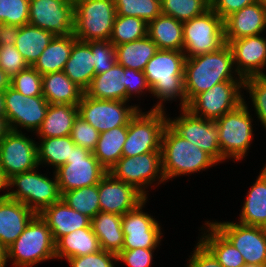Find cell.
Returning a JSON list of instances; mask_svg holds the SVG:
<instances>
[{
	"instance_id": "1",
	"label": "cell",
	"mask_w": 266,
	"mask_h": 267,
	"mask_svg": "<svg viewBox=\"0 0 266 267\" xmlns=\"http://www.w3.org/2000/svg\"><path fill=\"white\" fill-rule=\"evenodd\" d=\"M233 70V71H232ZM234 74V75H233ZM234 67L233 53L226 43L218 51L188 57L184 64L187 105L200 93L224 81H244Z\"/></svg>"
},
{
	"instance_id": "2",
	"label": "cell",
	"mask_w": 266,
	"mask_h": 267,
	"mask_svg": "<svg viewBox=\"0 0 266 267\" xmlns=\"http://www.w3.org/2000/svg\"><path fill=\"white\" fill-rule=\"evenodd\" d=\"M186 56L183 51L158 50L148 61L144 74L150 93L159 99L152 109L166 110L163 102L180 99V108H186L184 88V64ZM177 97V98H176Z\"/></svg>"
},
{
	"instance_id": "3",
	"label": "cell",
	"mask_w": 266,
	"mask_h": 267,
	"mask_svg": "<svg viewBox=\"0 0 266 267\" xmlns=\"http://www.w3.org/2000/svg\"><path fill=\"white\" fill-rule=\"evenodd\" d=\"M161 160L163 175L167 181L217 165L208 153L180 136L169 124L162 135Z\"/></svg>"
},
{
	"instance_id": "4",
	"label": "cell",
	"mask_w": 266,
	"mask_h": 267,
	"mask_svg": "<svg viewBox=\"0 0 266 267\" xmlns=\"http://www.w3.org/2000/svg\"><path fill=\"white\" fill-rule=\"evenodd\" d=\"M8 260L15 267H32L39 262L56 259L55 241L46 222L36 214L22 234L7 248Z\"/></svg>"
},
{
	"instance_id": "5",
	"label": "cell",
	"mask_w": 266,
	"mask_h": 267,
	"mask_svg": "<svg viewBox=\"0 0 266 267\" xmlns=\"http://www.w3.org/2000/svg\"><path fill=\"white\" fill-rule=\"evenodd\" d=\"M117 11L114 0H74L73 35L81 41H109Z\"/></svg>"
},
{
	"instance_id": "6",
	"label": "cell",
	"mask_w": 266,
	"mask_h": 267,
	"mask_svg": "<svg viewBox=\"0 0 266 267\" xmlns=\"http://www.w3.org/2000/svg\"><path fill=\"white\" fill-rule=\"evenodd\" d=\"M36 169L13 175L3 186L9 190L16 186L15 191H8L5 195L39 214L44 208L58 202L62 195L55 173L51 180L47 175L37 173Z\"/></svg>"
},
{
	"instance_id": "7",
	"label": "cell",
	"mask_w": 266,
	"mask_h": 267,
	"mask_svg": "<svg viewBox=\"0 0 266 267\" xmlns=\"http://www.w3.org/2000/svg\"><path fill=\"white\" fill-rule=\"evenodd\" d=\"M140 110L128 123V134L122 149L124 157L161 152L162 135L168 124L167 114L165 110L150 109L148 112Z\"/></svg>"
},
{
	"instance_id": "8",
	"label": "cell",
	"mask_w": 266,
	"mask_h": 267,
	"mask_svg": "<svg viewBox=\"0 0 266 267\" xmlns=\"http://www.w3.org/2000/svg\"><path fill=\"white\" fill-rule=\"evenodd\" d=\"M252 121L246 101L215 120L223 161H239L247 155L254 134Z\"/></svg>"
},
{
	"instance_id": "9",
	"label": "cell",
	"mask_w": 266,
	"mask_h": 267,
	"mask_svg": "<svg viewBox=\"0 0 266 267\" xmlns=\"http://www.w3.org/2000/svg\"><path fill=\"white\" fill-rule=\"evenodd\" d=\"M225 44L224 20L211 8L183 22V52L186 58L218 51Z\"/></svg>"
},
{
	"instance_id": "10",
	"label": "cell",
	"mask_w": 266,
	"mask_h": 267,
	"mask_svg": "<svg viewBox=\"0 0 266 267\" xmlns=\"http://www.w3.org/2000/svg\"><path fill=\"white\" fill-rule=\"evenodd\" d=\"M61 195L66 191L99 184L108 171L99 163L93 152L75 146L66 164L55 170Z\"/></svg>"
},
{
	"instance_id": "11",
	"label": "cell",
	"mask_w": 266,
	"mask_h": 267,
	"mask_svg": "<svg viewBox=\"0 0 266 267\" xmlns=\"http://www.w3.org/2000/svg\"><path fill=\"white\" fill-rule=\"evenodd\" d=\"M108 172L117 180L133 185L146 198L145 188L155 181L164 183L165 178L162 171L161 152H148L141 155L122 156ZM158 179V180H157Z\"/></svg>"
},
{
	"instance_id": "12",
	"label": "cell",
	"mask_w": 266,
	"mask_h": 267,
	"mask_svg": "<svg viewBox=\"0 0 266 267\" xmlns=\"http://www.w3.org/2000/svg\"><path fill=\"white\" fill-rule=\"evenodd\" d=\"M39 167L37 142L10 130L0 142V181L4 184L15 174Z\"/></svg>"
},
{
	"instance_id": "13",
	"label": "cell",
	"mask_w": 266,
	"mask_h": 267,
	"mask_svg": "<svg viewBox=\"0 0 266 267\" xmlns=\"http://www.w3.org/2000/svg\"><path fill=\"white\" fill-rule=\"evenodd\" d=\"M243 81H224L198 94L186 107L194 116L216 120L236 109L245 100Z\"/></svg>"
},
{
	"instance_id": "14",
	"label": "cell",
	"mask_w": 266,
	"mask_h": 267,
	"mask_svg": "<svg viewBox=\"0 0 266 267\" xmlns=\"http://www.w3.org/2000/svg\"><path fill=\"white\" fill-rule=\"evenodd\" d=\"M126 104V101L94 99L84 93L77 105L78 115L102 133L118 126H128L140 108Z\"/></svg>"
},
{
	"instance_id": "15",
	"label": "cell",
	"mask_w": 266,
	"mask_h": 267,
	"mask_svg": "<svg viewBox=\"0 0 266 267\" xmlns=\"http://www.w3.org/2000/svg\"><path fill=\"white\" fill-rule=\"evenodd\" d=\"M4 106L10 130L21 132L24 128L36 133L46 116L49 103L44 96H25L9 86L4 91Z\"/></svg>"
},
{
	"instance_id": "16",
	"label": "cell",
	"mask_w": 266,
	"mask_h": 267,
	"mask_svg": "<svg viewBox=\"0 0 266 267\" xmlns=\"http://www.w3.org/2000/svg\"><path fill=\"white\" fill-rule=\"evenodd\" d=\"M238 251L246 264L266 266V229L234 222H210Z\"/></svg>"
},
{
	"instance_id": "17",
	"label": "cell",
	"mask_w": 266,
	"mask_h": 267,
	"mask_svg": "<svg viewBox=\"0 0 266 267\" xmlns=\"http://www.w3.org/2000/svg\"><path fill=\"white\" fill-rule=\"evenodd\" d=\"M180 109L182 115L173 120L168 118V124L180 136L208 153L218 164L223 162L215 121L194 116L186 108Z\"/></svg>"
},
{
	"instance_id": "18",
	"label": "cell",
	"mask_w": 266,
	"mask_h": 267,
	"mask_svg": "<svg viewBox=\"0 0 266 267\" xmlns=\"http://www.w3.org/2000/svg\"><path fill=\"white\" fill-rule=\"evenodd\" d=\"M29 24L67 36L74 31V0H30Z\"/></svg>"
},
{
	"instance_id": "19",
	"label": "cell",
	"mask_w": 266,
	"mask_h": 267,
	"mask_svg": "<svg viewBox=\"0 0 266 267\" xmlns=\"http://www.w3.org/2000/svg\"><path fill=\"white\" fill-rule=\"evenodd\" d=\"M147 198L135 209L122 215L124 242L122 250L156 248L162 241L160 224L153 216L143 212Z\"/></svg>"
},
{
	"instance_id": "20",
	"label": "cell",
	"mask_w": 266,
	"mask_h": 267,
	"mask_svg": "<svg viewBox=\"0 0 266 267\" xmlns=\"http://www.w3.org/2000/svg\"><path fill=\"white\" fill-rule=\"evenodd\" d=\"M100 211L124 215L135 209L146 197L133 185L115 179L109 172L99 181Z\"/></svg>"
},
{
	"instance_id": "21",
	"label": "cell",
	"mask_w": 266,
	"mask_h": 267,
	"mask_svg": "<svg viewBox=\"0 0 266 267\" xmlns=\"http://www.w3.org/2000/svg\"><path fill=\"white\" fill-rule=\"evenodd\" d=\"M227 44L232 50L235 70L239 77L244 80L253 76L266 75L263 73L266 66L265 37L250 36L230 40Z\"/></svg>"
},
{
	"instance_id": "22",
	"label": "cell",
	"mask_w": 266,
	"mask_h": 267,
	"mask_svg": "<svg viewBox=\"0 0 266 267\" xmlns=\"http://www.w3.org/2000/svg\"><path fill=\"white\" fill-rule=\"evenodd\" d=\"M265 29L266 8L255 2L224 19L225 43L230 40L261 35Z\"/></svg>"
},
{
	"instance_id": "23",
	"label": "cell",
	"mask_w": 266,
	"mask_h": 267,
	"mask_svg": "<svg viewBox=\"0 0 266 267\" xmlns=\"http://www.w3.org/2000/svg\"><path fill=\"white\" fill-rule=\"evenodd\" d=\"M35 215L25 204L1 195L0 242L6 248L10 247Z\"/></svg>"
},
{
	"instance_id": "24",
	"label": "cell",
	"mask_w": 266,
	"mask_h": 267,
	"mask_svg": "<svg viewBox=\"0 0 266 267\" xmlns=\"http://www.w3.org/2000/svg\"><path fill=\"white\" fill-rule=\"evenodd\" d=\"M39 215L51 230L55 242L77 229L91 228V219L70 208L62 198L44 208Z\"/></svg>"
},
{
	"instance_id": "25",
	"label": "cell",
	"mask_w": 266,
	"mask_h": 267,
	"mask_svg": "<svg viewBox=\"0 0 266 267\" xmlns=\"http://www.w3.org/2000/svg\"><path fill=\"white\" fill-rule=\"evenodd\" d=\"M66 76L85 91L95 76L94 56L91 47L85 41L76 40L64 69Z\"/></svg>"
},
{
	"instance_id": "26",
	"label": "cell",
	"mask_w": 266,
	"mask_h": 267,
	"mask_svg": "<svg viewBox=\"0 0 266 267\" xmlns=\"http://www.w3.org/2000/svg\"><path fill=\"white\" fill-rule=\"evenodd\" d=\"M125 67L119 63L108 71L95 75L84 93L94 99L126 101Z\"/></svg>"
},
{
	"instance_id": "27",
	"label": "cell",
	"mask_w": 266,
	"mask_h": 267,
	"mask_svg": "<svg viewBox=\"0 0 266 267\" xmlns=\"http://www.w3.org/2000/svg\"><path fill=\"white\" fill-rule=\"evenodd\" d=\"M42 93L49 104L78 105L84 91L59 71L42 75Z\"/></svg>"
},
{
	"instance_id": "28",
	"label": "cell",
	"mask_w": 266,
	"mask_h": 267,
	"mask_svg": "<svg viewBox=\"0 0 266 267\" xmlns=\"http://www.w3.org/2000/svg\"><path fill=\"white\" fill-rule=\"evenodd\" d=\"M90 225L102 250L116 255L122 251L124 242L122 215L100 211L91 219Z\"/></svg>"
},
{
	"instance_id": "29",
	"label": "cell",
	"mask_w": 266,
	"mask_h": 267,
	"mask_svg": "<svg viewBox=\"0 0 266 267\" xmlns=\"http://www.w3.org/2000/svg\"><path fill=\"white\" fill-rule=\"evenodd\" d=\"M77 116V105L49 104L46 116L36 132L37 136L39 138L70 136Z\"/></svg>"
},
{
	"instance_id": "30",
	"label": "cell",
	"mask_w": 266,
	"mask_h": 267,
	"mask_svg": "<svg viewBox=\"0 0 266 267\" xmlns=\"http://www.w3.org/2000/svg\"><path fill=\"white\" fill-rule=\"evenodd\" d=\"M249 226H266V165L248 191L239 222Z\"/></svg>"
},
{
	"instance_id": "31",
	"label": "cell",
	"mask_w": 266,
	"mask_h": 267,
	"mask_svg": "<svg viewBox=\"0 0 266 267\" xmlns=\"http://www.w3.org/2000/svg\"><path fill=\"white\" fill-rule=\"evenodd\" d=\"M148 36L158 50L183 51V22L163 14L148 23Z\"/></svg>"
},
{
	"instance_id": "32",
	"label": "cell",
	"mask_w": 266,
	"mask_h": 267,
	"mask_svg": "<svg viewBox=\"0 0 266 267\" xmlns=\"http://www.w3.org/2000/svg\"><path fill=\"white\" fill-rule=\"evenodd\" d=\"M101 250L99 240L92 228H81L60 237L55 242L56 258L69 259L92 254Z\"/></svg>"
},
{
	"instance_id": "33",
	"label": "cell",
	"mask_w": 266,
	"mask_h": 267,
	"mask_svg": "<svg viewBox=\"0 0 266 267\" xmlns=\"http://www.w3.org/2000/svg\"><path fill=\"white\" fill-rule=\"evenodd\" d=\"M76 40L73 34L55 36L32 67L41 75L63 71Z\"/></svg>"
},
{
	"instance_id": "34",
	"label": "cell",
	"mask_w": 266,
	"mask_h": 267,
	"mask_svg": "<svg viewBox=\"0 0 266 267\" xmlns=\"http://www.w3.org/2000/svg\"><path fill=\"white\" fill-rule=\"evenodd\" d=\"M207 226V227H206ZM200 241L212 252L222 267H243L242 254L211 223H205ZM206 232V233H205ZM208 232V233H207Z\"/></svg>"
},
{
	"instance_id": "35",
	"label": "cell",
	"mask_w": 266,
	"mask_h": 267,
	"mask_svg": "<svg viewBox=\"0 0 266 267\" xmlns=\"http://www.w3.org/2000/svg\"><path fill=\"white\" fill-rule=\"evenodd\" d=\"M54 37L53 33L28 23L19 28L15 47L27 64L33 66Z\"/></svg>"
},
{
	"instance_id": "36",
	"label": "cell",
	"mask_w": 266,
	"mask_h": 267,
	"mask_svg": "<svg viewBox=\"0 0 266 267\" xmlns=\"http://www.w3.org/2000/svg\"><path fill=\"white\" fill-rule=\"evenodd\" d=\"M116 61L125 68L144 71L148 61L158 51L157 45L146 37L115 46Z\"/></svg>"
},
{
	"instance_id": "37",
	"label": "cell",
	"mask_w": 266,
	"mask_h": 267,
	"mask_svg": "<svg viewBox=\"0 0 266 267\" xmlns=\"http://www.w3.org/2000/svg\"><path fill=\"white\" fill-rule=\"evenodd\" d=\"M128 134V126H118L99 134L94 156L108 171L121 157Z\"/></svg>"
},
{
	"instance_id": "38",
	"label": "cell",
	"mask_w": 266,
	"mask_h": 267,
	"mask_svg": "<svg viewBox=\"0 0 266 267\" xmlns=\"http://www.w3.org/2000/svg\"><path fill=\"white\" fill-rule=\"evenodd\" d=\"M75 146L71 136L40 138V143H37L38 164H47L56 170L66 164Z\"/></svg>"
},
{
	"instance_id": "39",
	"label": "cell",
	"mask_w": 266,
	"mask_h": 267,
	"mask_svg": "<svg viewBox=\"0 0 266 267\" xmlns=\"http://www.w3.org/2000/svg\"><path fill=\"white\" fill-rule=\"evenodd\" d=\"M148 35V23L138 17L116 15L110 42L114 45L132 42Z\"/></svg>"
},
{
	"instance_id": "40",
	"label": "cell",
	"mask_w": 266,
	"mask_h": 267,
	"mask_svg": "<svg viewBox=\"0 0 266 267\" xmlns=\"http://www.w3.org/2000/svg\"><path fill=\"white\" fill-rule=\"evenodd\" d=\"M61 198L70 208L90 219L100 212L98 184L66 191Z\"/></svg>"
},
{
	"instance_id": "41",
	"label": "cell",
	"mask_w": 266,
	"mask_h": 267,
	"mask_svg": "<svg viewBox=\"0 0 266 267\" xmlns=\"http://www.w3.org/2000/svg\"><path fill=\"white\" fill-rule=\"evenodd\" d=\"M210 8V0H161V12L185 22L202 15Z\"/></svg>"
},
{
	"instance_id": "42",
	"label": "cell",
	"mask_w": 266,
	"mask_h": 267,
	"mask_svg": "<svg viewBox=\"0 0 266 267\" xmlns=\"http://www.w3.org/2000/svg\"><path fill=\"white\" fill-rule=\"evenodd\" d=\"M117 15L133 16L147 23L161 15V0H114Z\"/></svg>"
},
{
	"instance_id": "43",
	"label": "cell",
	"mask_w": 266,
	"mask_h": 267,
	"mask_svg": "<svg viewBox=\"0 0 266 267\" xmlns=\"http://www.w3.org/2000/svg\"><path fill=\"white\" fill-rule=\"evenodd\" d=\"M243 89L249 92L256 116L266 129V75L244 79Z\"/></svg>"
},
{
	"instance_id": "44",
	"label": "cell",
	"mask_w": 266,
	"mask_h": 267,
	"mask_svg": "<svg viewBox=\"0 0 266 267\" xmlns=\"http://www.w3.org/2000/svg\"><path fill=\"white\" fill-rule=\"evenodd\" d=\"M10 86L25 96H43L42 75L32 66H28L13 76Z\"/></svg>"
},
{
	"instance_id": "45",
	"label": "cell",
	"mask_w": 266,
	"mask_h": 267,
	"mask_svg": "<svg viewBox=\"0 0 266 267\" xmlns=\"http://www.w3.org/2000/svg\"><path fill=\"white\" fill-rule=\"evenodd\" d=\"M30 0H0V23L24 26L29 21Z\"/></svg>"
},
{
	"instance_id": "46",
	"label": "cell",
	"mask_w": 266,
	"mask_h": 267,
	"mask_svg": "<svg viewBox=\"0 0 266 267\" xmlns=\"http://www.w3.org/2000/svg\"><path fill=\"white\" fill-rule=\"evenodd\" d=\"M94 56L95 75L111 69L116 61L115 46L110 41H88Z\"/></svg>"
},
{
	"instance_id": "47",
	"label": "cell",
	"mask_w": 266,
	"mask_h": 267,
	"mask_svg": "<svg viewBox=\"0 0 266 267\" xmlns=\"http://www.w3.org/2000/svg\"><path fill=\"white\" fill-rule=\"evenodd\" d=\"M99 134L98 130L78 115L73 123L70 136L77 146L93 152L97 146Z\"/></svg>"
},
{
	"instance_id": "48",
	"label": "cell",
	"mask_w": 266,
	"mask_h": 267,
	"mask_svg": "<svg viewBox=\"0 0 266 267\" xmlns=\"http://www.w3.org/2000/svg\"><path fill=\"white\" fill-rule=\"evenodd\" d=\"M29 65L17 50L15 45H4L0 47V68L12 78Z\"/></svg>"
},
{
	"instance_id": "49",
	"label": "cell",
	"mask_w": 266,
	"mask_h": 267,
	"mask_svg": "<svg viewBox=\"0 0 266 267\" xmlns=\"http://www.w3.org/2000/svg\"><path fill=\"white\" fill-rule=\"evenodd\" d=\"M71 267H115L118 261L117 255L100 250L98 252L67 259Z\"/></svg>"
},
{
	"instance_id": "50",
	"label": "cell",
	"mask_w": 266,
	"mask_h": 267,
	"mask_svg": "<svg viewBox=\"0 0 266 267\" xmlns=\"http://www.w3.org/2000/svg\"><path fill=\"white\" fill-rule=\"evenodd\" d=\"M156 248H136L133 250H122L118 255V262L125 263L128 267H150L153 252Z\"/></svg>"
},
{
	"instance_id": "51",
	"label": "cell",
	"mask_w": 266,
	"mask_h": 267,
	"mask_svg": "<svg viewBox=\"0 0 266 267\" xmlns=\"http://www.w3.org/2000/svg\"><path fill=\"white\" fill-rule=\"evenodd\" d=\"M126 87V102H129L131 96L135 94L134 96H137L136 94L142 95L143 92H149L150 88L146 81V76L144 74V71H137L135 69L131 68H125V83Z\"/></svg>"
},
{
	"instance_id": "52",
	"label": "cell",
	"mask_w": 266,
	"mask_h": 267,
	"mask_svg": "<svg viewBox=\"0 0 266 267\" xmlns=\"http://www.w3.org/2000/svg\"><path fill=\"white\" fill-rule=\"evenodd\" d=\"M194 249L187 267H222L212 252L200 240Z\"/></svg>"
},
{
	"instance_id": "53",
	"label": "cell",
	"mask_w": 266,
	"mask_h": 267,
	"mask_svg": "<svg viewBox=\"0 0 266 267\" xmlns=\"http://www.w3.org/2000/svg\"><path fill=\"white\" fill-rule=\"evenodd\" d=\"M255 2L257 0H210V8L224 20L230 14Z\"/></svg>"
},
{
	"instance_id": "54",
	"label": "cell",
	"mask_w": 266,
	"mask_h": 267,
	"mask_svg": "<svg viewBox=\"0 0 266 267\" xmlns=\"http://www.w3.org/2000/svg\"><path fill=\"white\" fill-rule=\"evenodd\" d=\"M20 26L0 23V47L15 45Z\"/></svg>"
},
{
	"instance_id": "55",
	"label": "cell",
	"mask_w": 266,
	"mask_h": 267,
	"mask_svg": "<svg viewBox=\"0 0 266 267\" xmlns=\"http://www.w3.org/2000/svg\"><path fill=\"white\" fill-rule=\"evenodd\" d=\"M11 78L0 68V92H4L10 86Z\"/></svg>"
},
{
	"instance_id": "56",
	"label": "cell",
	"mask_w": 266,
	"mask_h": 267,
	"mask_svg": "<svg viewBox=\"0 0 266 267\" xmlns=\"http://www.w3.org/2000/svg\"><path fill=\"white\" fill-rule=\"evenodd\" d=\"M9 131L10 128L8 126L7 120L5 119V116H0V142Z\"/></svg>"
},
{
	"instance_id": "57",
	"label": "cell",
	"mask_w": 266,
	"mask_h": 267,
	"mask_svg": "<svg viewBox=\"0 0 266 267\" xmlns=\"http://www.w3.org/2000/svg\"><path fill=\"white\" fill-rule=\"evenodd\" d=\"M8 262V249L0 242V267H5Z\"/></svg>"
},
{
	"instance_id": "58",
	"label": "cell",
	"mask_w": 266,
	"mask_h": 267,
	"mask_svg": "<svg viewBox=\"0 0 266 267\" xmlns=\"http://www.w3.org/2000/svg\"><path fill=\"white\" fill-rule=\"evenodd\" d=\"M0 116H5L4 92H0Z\"/></svg>"
},
{
	"instance_id": "59",
	"label": "cell",
	"mask_w": 266,
	"mask_h": 267,
	"mask_svg": "<svg viewBox=\"0 0 266 267\" xmlns=\"http://www.w3.org/2000/svg\"><path fill=\"white\" fill-rule=\"evenodd\" d=\"M243 267H266L264 265L245 264Z\"/></svg>"
},
{
	"instance_id": "60",
	"label": "cell",
	"mask_w": 266,
	"mask_h": 267,
	"mask_svg": "<svg viewBox=\"0 0 266 267\" xmlns=\"http://www.w3.org/2000/svg\"><path fill=\"white\" fill-rule=\"evenodd\" d=\"M257 2L266 8V0H257Z\"/></svg>"
},
{
	"instance_id": "61",
	"label": "cell",
	"mask_w": 266,
	"mask_h": 267,
	"mask_svg": "<svg viewBox=\"0 0 266 267\" xmlns=\"http://www.w3.org/2000/svg\"><path fill=\"white\" fill-rule=\"evenodd\" d=\"M2 189H4V186H3V183L0 181V190H2Z\"/></svg>"
}]
</instances>
